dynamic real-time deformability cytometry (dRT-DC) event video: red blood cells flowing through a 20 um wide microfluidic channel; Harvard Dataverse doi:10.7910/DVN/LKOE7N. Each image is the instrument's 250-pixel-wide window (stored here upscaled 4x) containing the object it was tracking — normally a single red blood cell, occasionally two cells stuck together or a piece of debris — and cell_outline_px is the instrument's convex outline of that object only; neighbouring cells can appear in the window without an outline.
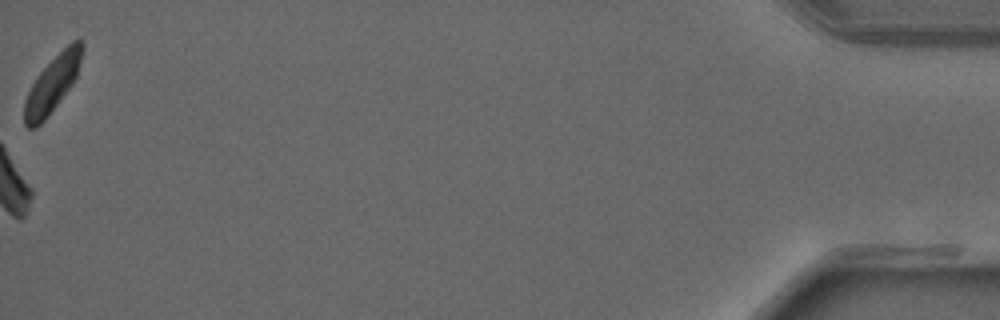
{"species": "common noctule bat (a hibernating species)", "species_latin": "Nyctalus noctula", "temperature_condition": "warm", "stored_images_in_passage": 41, "camera_frame_rate_fps": 3000, "um_per_image_px": 0.085, "animal": {"sex": "male", "forearm_length_mm": 52.5}, "frame": {"image": 1, "passage_image": 41, "time_ms": 13.333, "image_size_px": [1000, 320], "cell_outline_px": [[84, 48], [76, 76], [72, 84], [44, 120], [36, 128], [28, 128], [24, 124], [24, 100], [36, 76], [72, 40], [80, 40], [84, 44]], "centroid_in_image_um": [4.44, 7.15], "position_along_channel_um": 430.8, "area_um2": 18.5}}